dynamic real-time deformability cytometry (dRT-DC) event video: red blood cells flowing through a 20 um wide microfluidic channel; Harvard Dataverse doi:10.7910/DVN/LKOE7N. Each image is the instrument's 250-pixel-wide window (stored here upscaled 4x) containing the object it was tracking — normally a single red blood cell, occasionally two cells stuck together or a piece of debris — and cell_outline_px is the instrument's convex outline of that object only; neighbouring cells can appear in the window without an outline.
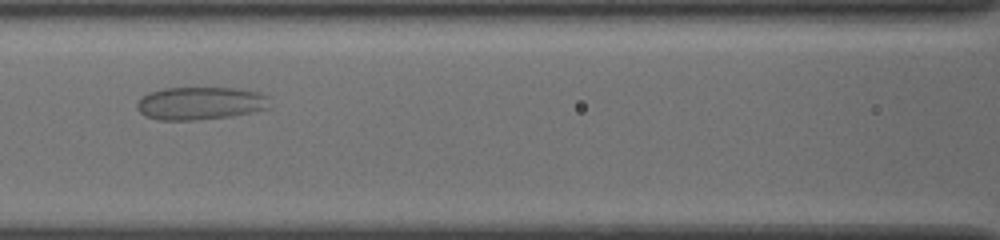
{"species": "common noctule bat (a hibernating species)", "species_latin": "Nyctalus noctula", "temperature_condition": "cold", "stored_images_in_passage": 36, "camera_frame_rate_fps": 3000, "um_per_image_px": 0.085, "animal": {"sex": "female", "body_mass_g": 19.5, "forearm_length_mm": 54.1}, "frame": {"image": 1, "passage_image": 13, "time_ms": 4.0, "image_size_px": [1000, 240], "cell_outline_px": [[268, 108], [252, 112], [232, 116], [196, 120], [160, 120], [144, 116], [136, 108], [136, 104], [144, 96], [152, 92], [164, 88], [240, 88], [260, 92], [268, 96]], "centroid_in_image_um": [17.04, 8.78], "position_along_channel_um": 149.6, "area_um2": 25.43}}
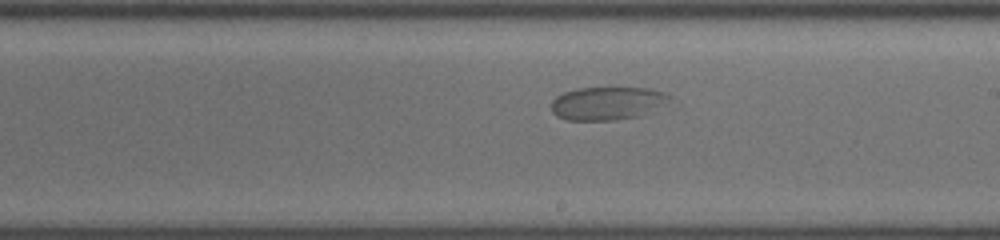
{"frame": {"image": 2, "passage_image": 20, "time_ms": 6.333, "image_size_px": [1000, 240], "cell_outline_px": [[672, 96], [644, 116], [616, 120], [568, 120], [556, 116], [552, 112], [552, 100], [556, 96], [564, 92], [576, 88], [648, 88], [664, 92]], "centroid_in_image_um": [51.58, 8.78], "position_along_channel_um": 237.4, "area_um2": 22.77}}
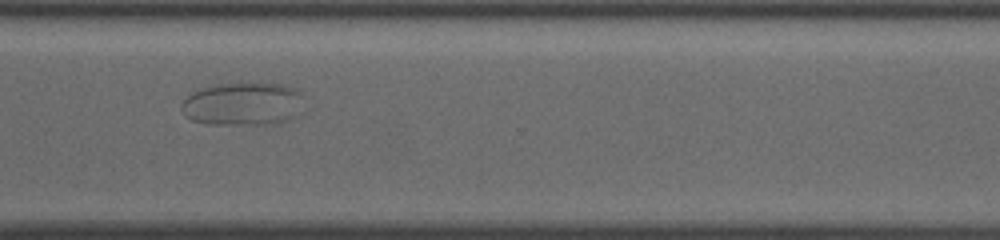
{"frame": {"image": 3, "passage_image": 29, "time_ms": 9.333, "image_size_px": [1000, 240], "cell_outline_px": [[304, 96], [300, 116], [280, 124], [208, 124], [192, 120], [180, 108], [184, 100], [188, 96], [204, 88], [216, 84], [280, 84], [296, 88]], "centroid_in_image_um": [20.76, 8.86], "position_along_channel_um": 349.8, "area_um2": 30.87}}